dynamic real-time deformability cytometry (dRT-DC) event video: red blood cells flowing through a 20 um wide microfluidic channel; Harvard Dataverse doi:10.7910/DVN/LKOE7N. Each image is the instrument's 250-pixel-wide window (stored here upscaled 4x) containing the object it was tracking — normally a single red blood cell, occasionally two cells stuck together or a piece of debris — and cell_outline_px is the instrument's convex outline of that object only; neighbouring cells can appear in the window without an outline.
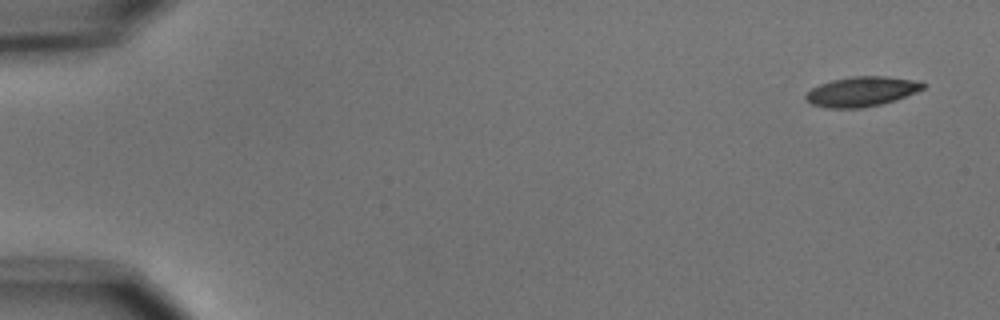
{"species": "common noctule bat (a hibernating species)", "species_latin": "Nyctalus noctula", "temperature_condition": "cold", "stored_images_in_passage": 5, "camera_frame_rate_fps": 3000, "um_per_image_px": 0.085, "animal": {"sex": "male", "body_mass_g": 15.6}, "frame": {"image": 1, "passage_image": 1, "time_ms": 0.0, "image_size_px": [1000, 320], "cell_outline_px": [[928, 84], [924, 88], [916, 92], [896, 100], [880, 104], [860, 108], [828, 108], [812, 104], [804, 100], [804, 96], [812, 88], [820, 84], [832, 80], [852, 76], [888, 76], [920, 80]], "centroid_in_image_um": [73.28, 7.77], "position_along_channel_um": 11.7, "area_um2": 20.58}}
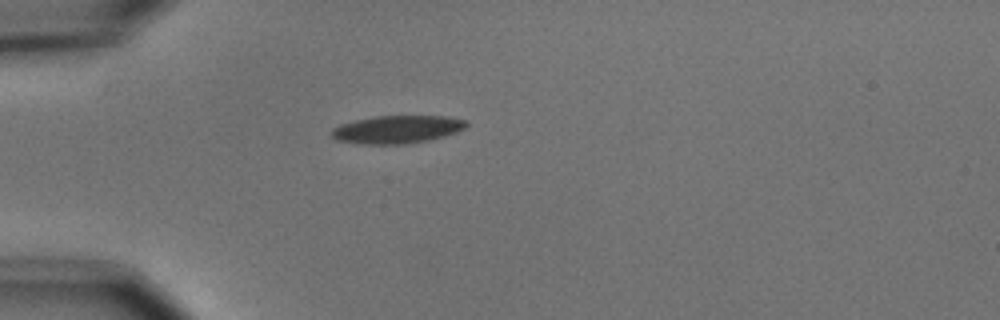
{"frame": {"image": 2, "passage_image": 5, "time_ms": 4.333, "image_size_px": [1000, 320], "cell_outline_px": [[468, 124], [464, 128], [456, 132], [444, 136], [428, 140], [408, 144], [356, 144], [336, 140], [328, 132], [332, 128], [340, 124], [356, 120], [376, 116], [444, 116], [464, 120]], "centroid_in_image_um": [33.68, 11.01], "position_along_channel_um": 51.3, "area_um2": 21.96}}